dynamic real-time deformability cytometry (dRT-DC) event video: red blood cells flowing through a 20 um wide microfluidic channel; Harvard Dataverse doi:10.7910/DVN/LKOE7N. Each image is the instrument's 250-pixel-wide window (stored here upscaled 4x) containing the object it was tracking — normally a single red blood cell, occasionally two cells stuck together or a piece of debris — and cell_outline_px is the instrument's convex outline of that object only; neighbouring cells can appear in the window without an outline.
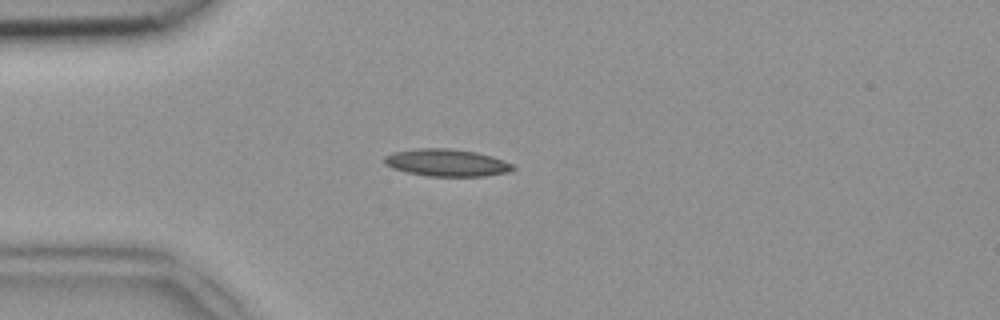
{"species": "common noctule bat (a hibernating species)", "species_latin": "Nyctalus noctula", "temperature_condition": "room temperature", "stored_images_in_passage": 44, "camera_frame_rate_fps": 3000, "um_per_image_px": 0.085, "animal": {"sex": "female", "body_mass_g": 18.4}, "frame": {"image": 1, "passage_image": 8, "time_ms": 2.333, "image_size_px": [1000, 320], "cell_outline_px": [[516, 168], [508, 172], [484, 176], [428, 176], [408, 172], [392, 168], [384, 164], [384, 156], [392, 152], [416, 148], [448, 148], [476, 152], [492, 156], [516, 164]], "centroid_in_image_um": [37.98, 13.82], "position_along_channel_um": 47.0, "area_um2": 20.58}}
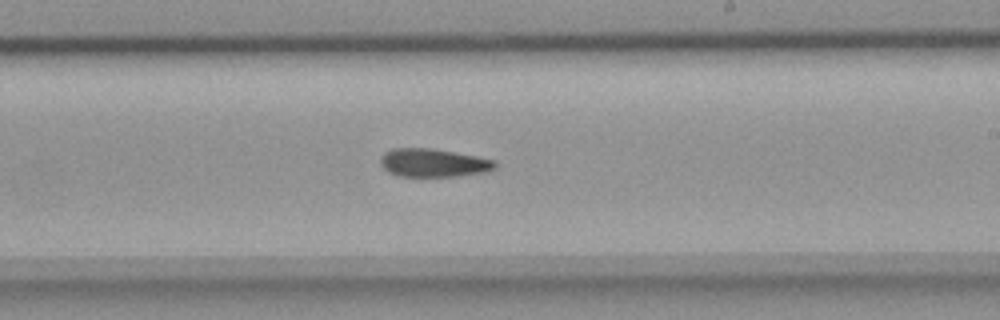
{"frame": {"image": 2, "passage_image": 24, "time_ms": 7.667, "image_size_px": [1000, 320], "cell_outline_px": [[496, 168], [484, 172], [456, 176], [396, 176], [388, 172], [380, 164], [380, 156], [384, 152], [392, 148], [432, 148], [476, 156], [496, 160]], "centroid_in_image_um": [36.8, 13.83], "position_along_channel_um": 252.2, "area_um2": 18.96}}
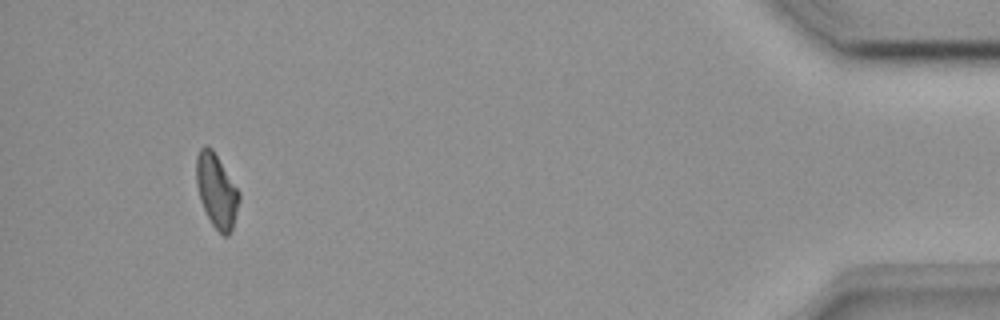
{"frame": {"image": 3, "passage_image": 41, "time_ms": 13.333, "image_size_px": [1000, 320], "cell_outline_px": [[240, 200], [232, 228], [228, 236], [224, 236], [212, 224], [200, 200], [196, 184], [196, 156], [200, 148], [204, 144], [208, 144], [212, 148], [240, 192]], "centroid_in_image_um": [18.4, 16.17], "position_along_channel_um": 416.8, "area_um2": 18.38}}